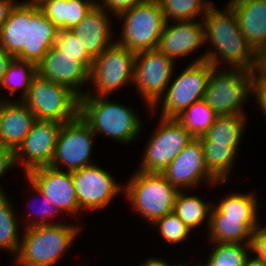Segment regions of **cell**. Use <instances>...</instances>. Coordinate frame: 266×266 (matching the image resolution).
<instances>
[{
	"instance_id": "cell-46",
	"label": "cell",
	"mask_w": 266,
	"mask_h": 266,
	"mask_svg": "<svg viewBox=\"0 0 266 266\" xmlns=\"http://www.w3.org/2000/svg\"><path fill=\"white\" fill-rule=\"evenodd\" d=\"M243 266H266V262L249 253V255L245 259Z\"/></svg>"
},
{
	"instance_id": "cell-15",
	"label": "cell",
	"mask_w": 266,
	"mask_h": 266,
	"mask_svg": "<svg viewBox=\"0 0 266 266\" xmlns=\"http://www.w3.org/2000/svg\"><path fill=\"white\" fill-rule=\"evenodd\" d=\"M25 179L48 198L65 218L72 216L74 221L82 214L72 180V171L43 166L27 172L24 175Z\"/></svg>"
},
{
	"instance_id": "cell-36",
	"label": "cell",
	"mask_w": 266,
	"mask_h": 266,
	"mask_svg": "<svg viewBox=\"0 0 266 266\" xmlns=\"http://www.w3.org/2000/svg\"><path fill=\"white\" fill-rule=\"evenodd\" d=\"M156 228L158 235L163 239L164 244L168 246L180 245V243L187 241L192 231L183 223V221L174 213L166 214L162 218L156 220L152 225Z\"/></svg>"
},
{
	"instance_id": "cell-41",
	"label": "cell",
	"mask_w": 266,
	"mask_h": 266,
	"mask_svg": "<svg viewBox=\"0 0 266 266\" xmlns=\"http://www.w3.org/2000/svg\"><path fill=\"white\" fill-rule=\"evenodd\" d=\"M14 167L17 168L15 164L14 151L0 146V179L5 178L9 170L11 171ZM0 181L2 182L3 180ZM4 189L5 187L3 188V184H0V193H6L7 191Z\"/></svg>"
},
{
	"instance_id": "cell-37",
	"label": "cell",
	"mask_w": 266,
	"mask_h": 266,
	"mask_svg": "<svg viewBox=\"0 0 266 266\" xmlns=\"http://www.w3.org/2000/svg\"><path fill=\"white\" fill-rule=\"evenodd\" d=\"M54 46L61 51L62 54L69 55L70 57H77V61L90 72L93 59L88 55L84 46H82L71 29H58Z\"/></svg>"
},
{
	"instance_id": "cell-33",
	"label": "cell",
	"mask_w": 266,
	"mask_h": 266,
	"mask_svg": "<svg viewBox=\"0 0 266 266\" xmlns=\"http://www.w3.org/2000/svg\"><path fill=\"white\" fill-rule=\"evenodd\" d=\"M218 115L202 99L194 102L176 119L194 137L203 136Z\"/></svg>"
},
{
	"instance_id": "cell-17",
	"label": "cell",
	"mask_w": 266,
	"mask_h": 266,
	"mask_svg": "<svg viewBox=\"0 0 266 266\" xmlns=\"http://www.w3.org/2000/svg\"><path fill=\"white\" fill-rule=\"evenodd\" d=\"M205 45L203 20L168 21L165 23L157 49L175 63L193 57ZM177 61V62H176Z\"/></svg>"
},
{
	"instance_id": "cell-39",
	"label": "cell",
	"mask_w": 266,
	"mask_h": 266,
	"mask_svg": "<svg viewBox=\"0 0 266 266\" xmlns=\"http://www.w3.org/2000/svg\"><path fill=\"white\" fill-rule=\"evenodd\" d=\"M250 253L266 262V225L260 223L253 231Z\"/></svg>"
},
{
	"instance_id": "cell-44",
	"label": "cell",
	"mask_w": 266,
	"mask_h": 266,
	"mask_svg": "<svg viewBox=\"0 0 266 266\" xmlns=\"http://www.w3.org/2000/svg\"><path fill=\"white\" fill-rule=\"evenodd\" d=\"M13 56L8 54L5 50L0 47V83L7 71L9 62L12 60Z\"/></svg>"
},
{
	"instance_id": "cell-18",
	"label": "cell",
	"mask_w": 266,
	"mask_h": 266,
	"mask_svg": "<svg viewBox=\"0 0 266 266\" xmlns=\"http://www.w3.org/2000/svg\"><path fill=\"white\" fill-rule=\"evenodd\" d=\"M37 75L69 87L79 97L88 91L85 88L87 84L89 87V71L77 61V57L62 54L54 45L37 64Z\"/></svg>"
},
{
	"instance_id": "cell-29",
	"label": "cell",
	"mask_w": 266,
	"mask_h": 266,
	"mask_svg": "<svg viewBox=\"0 0 266 266\" xmlns=\"http://www.w3.org/2000/svg\"><path fill=\"white\" fill-rule=\"evenodd\" d=\"M189 190H179L175 199L174 213L193 232L203 223L208 231L210 225L211 210L214 200L211 202L203 199L202 195L189 193ZM192 194V195H191Z\"/></svg>"
},
{
	"instance_id": "cell-26",
	"label": "cell",
	"mask_w": 266,
	"mask_h": 266,
	"mask_svg": "<svg viewBox=\"0 0 266 266\" xmlns=\"http://www.w3.org/2000/svg\"><path fill=\"white\" fill-rule=\"evenodd\" d=\"M247 116V114L217 116L208 131L198 138L202 144L240 146L248 123Z\"/></svg>"
},
{
	"instance_id": "cell-22",
	"label": "cell",
	"mask_w": 266,
	"mask_h": 266,
	"mask_svg": "<svg viewBox=\"0 0 266 266\" xmlns=\"http://www.w3.org/2000/svg\"><path fill=\"white\" fill-rule=\"evenodd\" d=\"M235 11L239 28L258 54L266 46V0H227Z\"/></svg>"
},
{
	"instance_id": "cell-13",
	"label": "cell",
	"mask_w": 266,
	"mask_h": 266,
	"mask_svg": "<svg viewBox=\"0 0 266 266\" xmlns=\"http://www.w3.org/2000/svg\"><path fill=\"white\" fill-rule=\"evenodd\" d=\"M99 164L72 171V180L81 211L105 210L114 197L124 195V183Z\"/></svg>"
},
{
	"instance_id": "cell-16",
	"label": "cell",
	"mask_w": 266,
	"mask_h": 266,
	"mask_svg": "<svg viewBox=\"0 0 266 266\" xmlns=\"http://www.w3.org/2000/svg\"><path fill=\"white\" fill-rule=\"evenodd\" d=\"M61 125L56 121L36 120L14 152L17 168L26 174L33 169L50 166Z\"/></svg>"
},
{
	"instance_id": "cell-12",
	"label": "cell",
	"mask_w": 266,
	"mask_h": 266,
	"mask_svg": "<svg viewBox=\"0 0 266 266\" xmlns=\"http://www.w3.org/2000/svg\"><path fill=\"white\" fill-rule=\"evenodd\" d=\"M175 66L176 63L158 49L136 53L133 88L148 111L164 95Z\"/></svg>"
},
{
	"instance_id": "cell-31",
	"label": "cell",
	"mask_w": 266,
	"mask_h": 266,
	"mask_svg": "<svg viewBox=\"0 0 266 266\" xmlns=\"http://www.w3.org/2000/svg\"><path fill=\"white\" fill-rule=\"evenodd\" d=\"M205 164L209 172L218 181H228L232 178L233 168L236 166L240 146H226L220 144H202ZM234 166V167H233Z\"/></svg>"
},
{
	"instance_id": "cell-14",
	"label": "cell",
	"mask_w": 266,
	"mask_h": 266,
	"mask_svg": "<svg viewBox=\"0 0 266 266\" xmlns=\"http://www.w3.org/2000/svg\"><path fill=\"white\" fill-rule=\"evenodd\" d=\"M162 174L178 190H195L202 185L206 188L224 183L226 185V181H218L206 167L203 145L199 138H194Z\"/></svg>"
},
{
	"instance_id": "cell-47",
	"label": "cell",
	"mask_w": 266,
	"mask_h": 266,
	"mask_svg": "<svg viewBox=\"0 0 266 266\" xmlns=\"http://www.w3.org/2000/svg\"><path fill=\"white\" fill-rule=\"evenodd\" d=\"M187 264V265H186ZM197 264V265H196ZM196 264H194V265H192V266H200L199 265V262L198 263H196ZM172 266H190V265H188V262L186 263H182V264H180V263H178L177 262V264H175V263H173V265Z\"/></svg>"
},
{
	"instance_id": "cell-5",
	"label": "cell",
	"mask_w": 266,
	"mask_h": 266,
	"mask_svg": "<svg viewBox=\"0 0 266 266\" xmlns=\"http://www.w3.org/2000/svg\"><path fill=\"white\" fill-rule=\"evenodd\" d=\"M255 77V71L212 66L203 100L218 116L247 114Z\"/></svg>"
},
{
	"instance_id": "cell-28",
	"label": "cell",
	"mask_w": 266,
	"mask_h": 266,
	"mask_svg": "<svg viewBox=\"0 0 266 266\" xmlns=\"http://www.w3.org/2000/svg\"><path fill=\"white\" fill-rule=\"evenodd\" d=\"M236 192L237 191H232L225 197L223 195L218 201H214L211 217H233L241 218V220H259V207L261 204H259L258 195L254 193V190L251 192Z\"/></svg>"
},
{
	"instance_id": "cell-3",
	"label": "cell",
	"mask_w": 266,
	"mask_h": 266,
	"mask_svg": "<svg viewBox=\"0 0 266 266\" xmlns=\"http://www.w3.org/2000/svg\"><path fill=\"white\" fill-rule=\"evenodd\" d=\"M41 225L23 229L13 266H55L73 248L82 224Z\"/></svg>"
},
{
	"instance_id": "cell-8",
	"label": "cell",
	"mask_w": 266,
	"mask_h": 266,
	"mask_svg": "<svg viewBox=\"0 0 266 266\" xmlns=\"http://www.w3.org/2000/svg\"><path fill=\"white\" fill-rule=\"evenodd\" d=\"M136 53L116 41L93 60L89 89L85 95L111 96L127 85L133 86ZM93 90V91H92Z\"/></svg>"
},
{
	"instance_id": "cell-38",
	"label": "cell",
	"mask_w": 266,
	"mask_h": 266,
	"mask_svg": "<svg viewBox=\"0 0 266 266\" xmlns=\"http://www.w3.org/2000/svg\"><path fill=\"white\" fill-rule=\"evenodd\" d=\"M144 0H96V5L101 7L112 18L117 19L135 5Z\"/></svg>"
},
{
	"instance_id": "cell-24",
	"label": "cell",
	"mask_w": 266,
	"mask_h": 266,
	"mask_svg": "<svg viewBox=\"0 0 266 266\" xmlns=\"http://www.w3.org/2000/svg\"><path fill=\"white\" fill-rule=\"evenodd\" d=\"M58 29H72L96 5V0H35Z\"/></svg>"
},
{
	"instance_id": "cell-30",
	"label": "cell",
	"mask_w": 266,
	"mask_h": 266,
	"mask_svg": "<svg viewBox=\"0 0 266 266\" xmlns=\"http://www.w3.org/2000/svg\"><path fill=\"white\" fill-rule=\"evenodd\" d=\"M6 193H0V250L10 253L14 258L17 255L21 240V231L19 225L23 224L20 221L22 214H18L13 205L10 196ZM9 197V198H8Z\"/></svg>"
},
{
	"instance_id": "cell-23",
	"label": "cell",
	"mask_w": 266,
	"mask_h": 266,
	"mask_svg": "<svg viewBox=\"0 0 266 266\" xmlns=\"http://www.w3.org/2000/svg\"><path fill=\"white\" fill-rule=\"evenodd\" d=\"M31 20L32 0H19L1 27L0 47L13 57L23 49Z\"/></svg>"
},
{
	"instance_id": "cell-6",
	"label": "cell",
	"mask_w": 266,
	"mask_h": 266,
	"mask_svg": "<svg viewBox=\"0 0 266 266\" xmlns=\"http://www.w3.org/2000/svg\"><path fill=\"white\" fill-rule=\"evenodd\" d=\"M187 65L179 74L174 69L164 95L148 112L151 117L155 112V116L161 112L163 118H177L194 102L204 98L212 65L208 61Z\"/></svg>"
},
{
	"instance_id": "cell-45",
	"label": "cell",
	"mask_w": 266,
	"mask_h": 266,
	"mask_svg": "<svg viewBox=\"0 0 266 266\" xmlns=\"http://www.w3.org/2000/svg\"><path fill=\"white\" fill-rule=\"evenodd\" d=\"M166 259L158 258L157 256L145 258V260L139 264V266H172V262L165 261Z\"/></svg>"
},
{
	"instance_id": "cell-1",
	"label": "cell",
	"mask_w": 266,
	"mask_h": 266,
	"mask_svg": "<svg viewBox=\"0 0 266 266\" xmlns=\"http://www.w3.org/2000/svg\"><path fill=\"white\" fill-rule=\"evenodd\" d=\"M205 52L199 54L192 63L208 61L214 67L241 68L255 71L257 53L242 34L234 9L225 2L221 9L213 4L203 17ZM208 48V49H207Z\"/></svg>"
},
{
	"instance_id": "cell-35",
	"label": "cell",
	"mask_w": 266,
	"mask_h": 266,
	"mask_svg": "<svg viewBox=\"0 0 266 266\" xmlns=\"http://www.w3.org/2000/svg\"><path fill=\"white\" fill-rule=\"evenodd\" d=\"M27 185H29L28 186V190L27 191H29V192H27L28 194L30 193V199L29 200H31L30 202L32 203V205H34V203L33 202H35L36 203V200H38V201H40V202H42L41 204H39V205H41L40 207H38L37 208V210H35L36 209V207H35V209H34V211H33V209L31 210L34 214H36V215H33V213H32V215L34 216V217H29V215L28 216H26L25 218H24V220H23V222H25L24 223V229H26V228H29V227H34V226H41V225H52V224H60V223H63V222H61V220H57L56 222L54 221L57 217H59V218H62V216H64V215H61L62 213H61V211L54 205V204H52L49 200H48V198H46L44 195H42L38 190H37V188L36 187H34L33 186V184L32 183H30L28 180H27ZM31 187V188H30ZM35 193V194H34ZM34 194V195H33ZM32 196H35L34 197V199H33V197ZM32 197V198H31ZM38 197V198H37ZM35 198H36V200H35ZM33 201V202H32ZM43 204V205H42ZM35 206V205H34ZM30 207V206H29ZM30 211V212H31ZM58 215H61V216H58ZM28 217V218H27ZM32 218H34V220L32 219ZM26 220V221H25ZM52 220V221H51ZM51 221V222H50ZM26 224V225H25Z\"/></svg>"
},
{
	"instance_id": "cell-7",
	"label": "cell",
	"mask_w": 266,
	"mask_h": 266,
	"mask_svg": "<svg viewBox=\"0 0 266 266\" xmlns=\"http://www.w3.org/2000/svg\"><path fill=\"white\" fill-rule=\"evenodd\" d=\"M116 21L122 24L116 42L134 53L157 49L166 23L157 0H144Z\"/></svg>"
},
{
	"instance_id": "cell-27",
	"label": "cell",
	"mask_w": 266,
	"mask_h": 266,
	"mask_svg": "<svg viewBox=\"0 0 266 266\" xmlns=\"http://www.w3.org/2000/svg\"><path fill=\"white\" fill-rule=\"evenodd\" d=\"M37 76V65L13 57L9 62L7 71L0 83L1 101H22L28 94L32 80ZM20 89V90H19ZM4 92H3V91ZM9 91V94H8ZM19 97L15 96L19 92ZM4 93V95H3ZM9 96H6V94ZM6 96V97H5ZM11 97V98H10ZM5 98V99H4ZM19 98V99H18Z\"/></svg>"
},
{
	"instance_id": "cell-9",
	"label": "cell",
	"mask_w": 266,
	"mask_h": 266,
	"mask_svg": "<svg viewBox=\"0 0 266 266\" xmlns=\"http://www.w3.org/2000/svg\"><path fill=\"white\" fill-rule=\"evenodd\" d=\"M22 102L33 112L36 120L61 124L74 120L80 110V97L74 91L38 75L32 80Z\"/></svg>"
},
{
	"instance_id": "cell-19",
	"label": "cell",
	"mask_w": 266,
	"mask_h": 266,
	"mask_svg": "<svg viewBox=\"0 0 266 266\" xmlns=\"http://www.w3.org/2000/svg\"><path fill=\"white\" fill-rule=\"evenodd\" d=\"M111 20L113 19L110 15L101 7L95 5L90 12L71 29L93 60L116 41L113 29L114 22Z\"/></svg>"
},
{
	"instance_id": "cell-2",
	"label": "cell",
	"mask_w": 266,
	"mask_h": 266,
	"mask_svg": "<svg viewBox=\"0 0 266 266\" xmlns=\"http://www.w3.org/2000/svg\"><path fill=\"white\" fill-rule=\"evenodd\" d=\"M129 106L115 102L110 96L84 95L80 97L79 114L96 137L102 135L128 146L140 138L145 125L139 111Z\"/></svg>"
},
{
	"instance_id": "cell-4",
	"label": "cell",
	"mask_w": 266,
	"mask_h": 266,
	"mask_svg": "<svg viewBox=\"0 0 266 266\" xmlns=\"http://www.w3.org/2000/svg\"><path fill=\"white\" fill-rule=\"evenodd\" d=\"M124 184V197L130 211L152 225L166 214L174 212L179 190L172 186L162 173L133 170Z\"/></svg>"
},
{
	"instance_id": "cell-25",
	"label": "cell",
	"mask_w": 266,
	"mask_h": 266,
	"mask_svg": "<svg viewBox=\"0 0 266 266\" xmlns=\"http://www.w3.org/2000/svg\"><path fill=\"white\" fill-rule=\"evenodd\" d=\"M261 220H241L233 217H210L207 231L209 243L250 244L253 231Z\"/></svg>"
},
{
	"instance_id": "cell-34",
	"label": "cell",
	"mask_w": 266,
	"mask_h": 266,
	"mask_svg": "<svg viewBox=\"0 0 266 266\" xmlns=\"http://www.w3.org/2000/svg\"><path fill=\"white\" fill-rule=\"evenodd\" d=\"M208 259L199 261L200 266H243L250 253V244L210 243Z\"/></svg>"
},
{
	"instance_id": "cell-42",
	"label": "cell",
	"mask_w": 266,
	"mask_h": 266,
	"mask_svg": "<svg viewBox=\"0 0 266 266\" xmlns=\"http://www.w3.org/2000/svg\"><path fill=\"white\" fill-rule=\"evenodd\" d=\"M18 2L17 0H0V30Z\"/></svg>"
},
{
	"instance_id": "cell-40",
	"label": "cell",
	"mask_w": 266,
	"mask_h": 266,
	"mask_svg": "<svg viewBox=\"0 0 266 266\" xmlns=\"http://www.w3.org/2000/svg\"><path fill=\"white\" fill-rule=\"evenodd\" d=\"M252 97L254 98V106L257 109L261 110L260 114L264 115L266 119V80L260 79L257 76L255 77L253 88H252Z\"/></svg>"
},
{
	"instance_id": "cell-32",
	"label": "cell",
	"mask_w": 266,
	"mask_h": 266,
	"mask_svg": "<svg viewBox=\"0 0 266 266\" xmlns=\"http://www.w3.org/2000/svg\"><path fill=\"white\" fill-rule=\"evenodd\" d=\"M166 22L203 19L209 7V0H157ZM201 16V17H200Z\"/></svg>"
},
{
	"instance_id": "cell-20",
	"label": "cell",
	"mask_w": 266,
	"mask_h": 266,
	"mask_svg": "<svg viewBox=\"0 0 266 266\" xmlns=\"http://www.w3.org/2000/svg\"><path fill=\"white\" fill-rule=\"evenodd\" d=\"M36 121L22 101L0 100V146L16 151Z\"/></svg>"
},
{
	"instance_id": "cell-10",
	"label": "cell",
	"mask_w": 266,
	"mask_h": 266,
	"mask_svg": "<svg viewBox=\"0 0 266 266\" xmlns=\"http://www.w3.org/2000/svg\"><path fill=\"white\" fill-rule=\"evenodd\" d=\"M158 125L150 134L141 162L136 170L163 173L175 157L194 139L176 118L159 116Z\"/></svg>"
},
{
	"instance_id": "cell-11",
	"label": "cell",
	"mask_w": 266,
	"mask_h": 266,
	"mask_svg": "<svg viewBox=\"0 0 266 266\" xmlns=\"http://www.w3.org/2000/svg\"><path fill=\"white\" fill-rule=\"evenodd\" d=\"M96 138L80 114L74 120L63 123L58 132L50 166L60 170L75 171L96 164L91 159Z\"/></svg>"
},
{
	"instance_id": "cell-43",
	"label": "cell",
	"mask_w": 266,
	"mask_h": 266,
	"mask_svg": "<svg viewBox=\"0 0 266 266\" xmlns=\"http://www.w3.org/2000/svg\"><path fill=\"white\" fill-rule=\"evenodd\" d=\"M255 74L258 78L266 80V46L257 54Z\"/></svg>"
},
{
	"instance_id": "cell-21",
	"label": "cell",
	"mask_w": 266,
	"mask_h": 266,
	"mask_svg": "<svg viewBox=\"0 0 266 266\" xmlns=\"http://www.w3.org/2000/svg\"><path fill=\"white\" fill-rule=\"evenodd\" d=\"M58 28L45 16L38 3L32 0V20L23 49L15 56L27 62L38 64L54 45Z\"/></svg>"
}]
</instances>
